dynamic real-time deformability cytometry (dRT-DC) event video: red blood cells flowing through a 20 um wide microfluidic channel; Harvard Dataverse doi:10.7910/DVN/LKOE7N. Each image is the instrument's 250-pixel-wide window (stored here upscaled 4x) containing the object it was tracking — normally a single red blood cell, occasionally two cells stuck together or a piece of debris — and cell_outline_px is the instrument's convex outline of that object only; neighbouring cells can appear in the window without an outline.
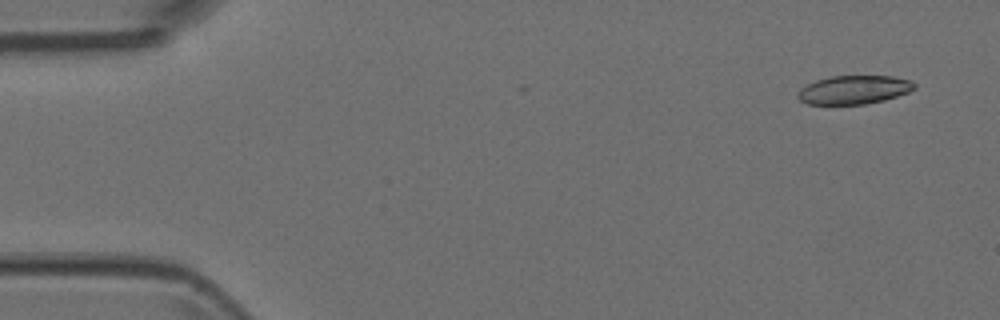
{"species": "Egyptian fruit bat (a non-hibernating species)", "species_latin": "Rousettus aegyptiacus", "temperature_condition": "room temperature", "stored_images_in_passage": 6, "camera_frame_rate_fps": 3000, "um_per_image_px": 0.085, "animal": {"sex": "female"}, "frame": {"image": 1, "passage_image": 1, "time_ms": 0.0, "image_size_px": [1000, 320], "cell_outline_px": [[916, 88], [908, 92], [884, 100], [864, 104], [808, 104], [800, 100], [796, 96], [800, 88], [816, 80], [832, 76], [892, 76], [912, 80], [916, 84]], "centroid_in_image_um": [72.6, 7.62], "position_along_channel_um": 12.4, "area_um2": 19.42}}
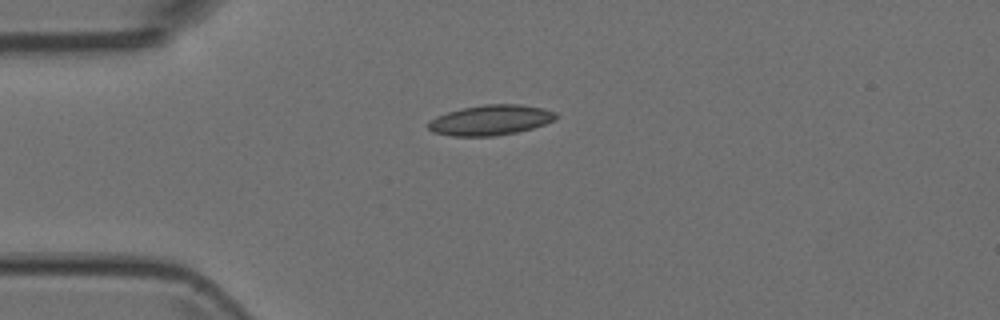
{"frame": {"image": 2, "passage_image": 4, "time_ms": 1.0, "image_size_px": [1000, 320], "cell_outline_px": [[560, 116], [556, 120], [532, 128], [516, 132], [496, 136], [452, 136], [432, 132], [428, 128], [428, 120], [436, 116], [448, 112], [464, 108], [484, 104], [520, 104], [540, 108], [556, 112]], "centroid_in_image_um": [41.7, 10.21], "position_along_channel_um": 43.3, "area_um2": 22.54}}
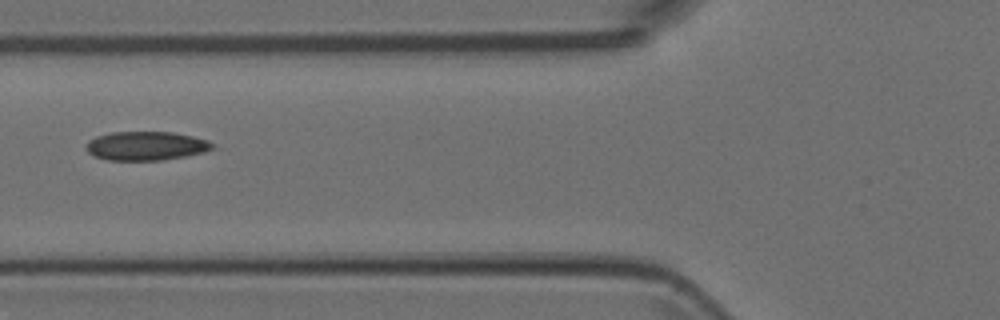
{"frame": {"image": 3, "passage_image": 6, "time_ms": 1.667, "image_size_px": [1000, 320], "cell_outline_px": [[216, 148], [204, 152], [188, 156], [164, 160], [108, 160], [96, 156], [88, 152], [88, 140], [96, 136], [112, 132], [172, 132], [192, 136], [208, 140]], "centroid_in_image_um": [12.46, 12.4], "position_along_channel_um": 113.3, "area_um2": 21.21}}